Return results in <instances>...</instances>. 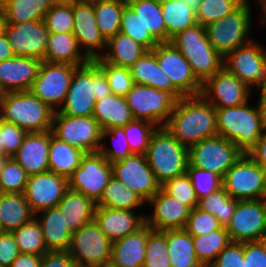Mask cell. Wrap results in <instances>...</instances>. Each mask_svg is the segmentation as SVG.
<instances>
[{
  "instance_id": "2644e50d",
  "label": "cell",
  "mask_w": 266,
  "mask_h": 267,
  "mask_svg": "<svg viewBox=\"0 0 266 267\" xmlns=\"http://www.w3.org/2000/svg\"><path fill=\"white\" fill-rule=\"evenodd\" d=\"M182 1L185 2V4L188 7L192 8L195 11L198 9L200 3V0H182Z\"/></svg>"
},
{
  "instance_id": "60d3db41",
  "label": "cell",
  "mask_w": 266,
  "mask_h": 267,
  "mask_svg": "<svg viewBox=\"0 0 266 267\" xmlns=\"http://www.w3.org/2000/svg\"><path fill=\"white\" fill-rule=\"evenodd\" d=\"M126 5V0H93L97 27L106 40L120 32Z\"/></svg>"
},
{
  "instance_id": "2a66077c",
  "label": "cell",
  "mask_w": 266,
  "mask_h": 267,
  "mask_svg": "<svg viewBox=\"0 0 266 267\" xmlns=\"http://www.w3.org/2000/svg\"><path fill=\"white\" fill-rule=\"evenodd\" d=\"M0 154H4V146L1 144V133H0Z\"/></svg>"
},
{
  "instance_id": "836d02e7",
  "label": "cell",
  "mask_w": 266,
  "mask_h": 267,
  "mask_svg": "<svg viewBox=\"0 0 266 267\" xmlns=\"http://www.w3.org/2000/svg\"><path fill=\"white\" fill-rule=\"evenodd\" d=\"M33 218L24 193H0V222L4 232H12Z\"/></svg>"
},
{
  "instance_id": "e575fe53",
  "label": "cell",
  "mask_w": 266,
  "mask_h": 267,
  "mask_svg": "<svg viewBox=\"0 0 266 267\" xmlns=\"http://www.w3.org/2000/svg\"><path fill=\"white\" fill-rule=\"evenodd\" d=\"M85 154L80 148L56 138L51 131L48 151L49 171L68 179L80 166L82 157Z\"/></svg>"
},
{
  "instance_id": "f35d334b",
  "label": "cell",
  "mask_w": 266,
  "mask_h": 267,
  "mask_svg": "<svg viewBox=\"0 0 266 267\" xmlns=\"http://www.w3.org/2000/svg\"><path fill=\"white\" fill-rule=\"evenodd\" d=\"M161 11L166 26V42H170L180 31L197 24L196 11L182 0L161 2Z\"/></svg>"
},
{
  "instance_id": "bcb514c9",
  "label": "cell",
  "mask_w": 266,
  "mask_h": 267,
  "mask_svg": "<svg viewBox=\"0 0 266 267\" xmlns=\"http://www.w3.org/2000/svg\"><path fill=\"white\" fill-rule=\"evenodd\" d=\"M123 128L130 152L133 154H145L151 136L158 126L147 120L133 119Z\"/></svg>"
},
{
  "instance_id": "603a6c76",
  "label": "cell",
  "mask_w": 266,
  "mask_h": 267,
  "mask_svg": "<svg viewBox=\"0 0 266 267\" xmlns=\"http://www.w3.org/2000/svg\"><path fill=\"white\" fill-rule=\"evenodd\" d=\"M146 224L157 231L183 229L190 215L191 208L168 195L162 188L146 203Z\"/></svg>"
},
{
  "instance_id": "ffe728a7",
  "label": "cell",
  "mask_w": 266,
  "mask_h": 267,
  "mask_svg": "<svg viewBox=\"0 0 266 267\" xmlns=\"http://www.w3.org/2000/svg\"><path fill=\"white\" fill-rule=\"evenodd\" d=\"M73 35L80 49L90 59L101 57L106 48V39L97 27L93 0L73 2Z\"/></svg>"
},
{
  "instance_id": "8d00e7d4",
  "label": "cell",
  "mask_w": 266,
  "mask_h": 267,
  "mask_svg": "<svg viewBox=\"0 0 266 267\" xmlns=\"http://www.w3.org/2000/svg\"><path fill=\"white\" fill-rule=\"evenodd\" d=\"M53 0H2L6 24L42 21Z\"/></svg>"
},
{
  "instance_id": "83f0119b",
  "label": "cell",
  "mask_w": 266,
  "mask_h": 267,
  "mask_svg": "<svg viewBox=\"0 0 266 267\" xmlns=\"http://www.w3.org/2000/svg\"><path fill=\"white\" fill-rule=\"evenodd\" d=\"M38 221L48 251H67L72 233L65 225L63 213L58 206L34 214Z\"/></svg>"
},
{
  "instance_id": "db71d44e",
  "label": "cell",
  "mask_w": 266,
  "mask_h": 267,
  "mask_svg": "<svg viewBox=\"0 0 266 267\" xmlns=\"http://www.w3.org/2000/svg\"><path fill=\"white\" fill-rule=\"evenodd\" d=\"M161 188L168 195L191 209L198 205V198L187 173L171 178L161 185Z\"/></svg>"
},
{
  "instance_id": "d4e9b609",
  "label": "cell",
  "mask_w": 266,
  "mask_h": 267,
  "mask_svg": "<svg viewBox=\"0 0 266 267\" xmlns=\"http://www.w3.org/2000/svg\"><path fill=\"white\" fill-rule=\"evenodd\" d=\"M41 62L22 56L0 61V89L3 93L30 90Z\"/></svg>"
},
{
  "instance_id": "be15d7a7",
  "label": "cell",
  "mask_w": 266,
  "mask_h": 267,
  "mask_svg": "<svg viewBox=\"0 0 266 267\" xmlns=\"http://www.w3.org/2000/svg\"><path fill=\"white\" fill-rule=\"evenodd\" d=\"M247 154L266 172V129Z\"/></svg>"
},
{
  "instance_id": "7c38bea8",
  "label": "cell",
  "mask_w": 266,
  "mask_h": 267,
  "mask_svg": "<svg viewBox=\"0 0 266 267\" xmlns=\"http://www.w3.org/2000/svg\"><path fill=\"white\" fill-rule=\"evenodd\" d=\"M52 134L85 153L98 152L102 129L93 116H69L54 111Z\"/></svg>"
},
{
  "instance_id": "7a4b0ae2",
  "label": "cell",
  "mask_w": 266,
  "mask_h": 267,
  "mask_svg": "<svg viewBox=\"0 0 266 267\" xmlns=\"http://www.w3.org/2000/svg\"><path fill=\"white\" fill-rule=\"evenodd\" d=\"M105 74L94 60L78 66L63 105L57 111L69 116H93L95 103L111 95Z\"/></svg>"
},
{
  "instance_id": "11a10c76",
  "label": "cell",
  "mask_w": 266,
  "mask_h": 267,
  "mask_svg": "<svg viewBox=\"0 0 266 267\" xmlns=\"http://www.w3.org/2000/svg\"><path fill=\"white\" fill-rule=\"evenodd\" d=\"M186 173L191 180L198 200L223 187V178L215 172L197 167H187Z\"/></svg>"
},
{
  "instance_id": "681fc988",
  "label": "cell",
  "mask_w": 266,
  "mask_h": 267,
  "mask_svg": "<svg viewBox=\"0 0 266 267\" xmlns=\"http://www.w3.org/2000/svg\"><path fill=\"white\" fill-rule=\"evenodd\" d=\"M94 61L105 74L112 94L125 97L134 85L130 69L114 66L100 57L94 59Z\"/></svg>"
},
{
  "instance_id": "89a4df30",
  "label": "cell",
  "mask_w": 266,
  "mask_h": 267,
  "mask_svg": "<svg viewBox=\"0 0 266 267\" xmlns=\"http://www.w3.org/2000/svg\"><path fill=\"white\" fill-rule=\"evenodd\" d=\"M5 28H6V17L3 10H0V36L5 34Z\"/></svg>"
},
{
  "instance_id": "c3c4849f",
  "label": "cell",
  "mask_w": 266,
  "mask_h": 267,
  "mask_svg": "<svg viewBox=\"0 0 266 267\" xmlns=\"http://www.w3.org/2000/svg\"><path fill=\"white\" fill-rule=\"evenodd\" d=\"M143 267H171L168 256L166 230H152L147 238Z\"/></svg>"
},
{
  "instance_id": "d590c367",
  "label": "cell",
  "mask_w": 266,
  "mask_h": 267,
  "mask_svg": "<svg viewBox=\"0 0 266 267\" xmlns=\"http://www.w3.org/2000/svg\"><path fill=\"white\" fill-rule=\"evenodd\" d=\"M171 267L202 266L195 254L192 235L183 229L166 230Z\"/></svg>"
},
{
  "instance_id": "4316f807",
  "label": "cell",
  "mask_w": 266,
  "mask_h": 267,
  "mask_svg": "<svg viewBox=\"0 0 266 267\" xmlns=\"http://www.w3.org/2000/svg\"><path fill=\"white\" fill-rule=\"evenodd\" d=\"M152 230L145 224L136 232L112 242L110 262L115 267H143L147 238Z\"/></svg>"
},
{
  "instance_id": "11e5206c",
  "label": "cell",
  "mask_w": 266,
  "mask_h": 267,
  "mask_svg": "<svg viewBox=\"0 0 266 267\" xmlns=\"http://www.w3.org/2000/svg\"><path fill=\"white\" fill-rule=\"evenodd\" d=\"M94 267H115V266L111 262H109V263L102 264V265H97V266H94Z\"/></svg>"
},
{
  "instance_id": "5bb4252c",
  "label": "cell",
  "mask_w": 266,
  "mask_h": 267,
  "mask_svg": "<svg viewBox=\"0 0 266 267\" xmlns=\"http://www.w3.org/2000/svg\"><path fill=\"white\" fill-rule=\"evenodd\" d=\"M67 63L42 61L30 91L54 111L63 105L75 69Z\"/></svg>"
},
{
  "instance_id": "ee69618b",
  "label": "cell",
  "mask_w": 266,
  "mask_h": 267,
  "mask_svg": "<svg viewBox=\"0 0 266 267\" xmlns=\"http://www.w3.org/2000/svg\"><path fill=\"white\" fill-rule=\"evenodd\" d=\"M11 233L14 236L20 253L43 255L48 252L40 224L35 218Z\"/></svg>"
},
{
  "instance_id": "1f68e13d",
  "label": "cell",
  "mask_w": 266,
  "mask_h": 267,
  "mask_svg": "<svg viewBox=\"0 0 266 267\" xmlns=\"http://www.w3.org/2000/svg\"><path fill=\"white\" fill-rule=\"evenodd\" d=\"M147 51L141 43L118 32L107 39L105 51L100 58L114 66L130 68Z\"/></svg>"
},
{
  "instance_id": "d6a6232c",
  "label": "cell",
  "mask_w": 266,
  "mask_h": 267,
  "mask_svg": "<svg viewBox=\"0 0 266 267\" xmlns=\"http://www.w3.org/2000/svg\"><path fill=\"white\" fill-rule=\"evenodd\" d=\"M93 117L102 130L123 127L134 119L126 98L115 94L96 101Z\"/></svg>"
},
{
  "instance_id": "003e7915",
  "label": "cell",
  "mask_w": 266,
  "mask_h": 267,
  "mask_svg": "<svg viewBox=\"0 0 266 267\" xmlns=\"http://www.w3.org/2000/svg\"><path fill=\"white\" fill-rule=\"evenodd\" d=\"M260 9V10H259ZM258 26H264L266 29V0H259L258 1Z\"/></svg>"
},
{
  "instance_id": "34e18365",
  "label": "cell",
  "mask_w": 266,
  "mask_h": 267,
  "mask_svg": "<svg viewBox=\"0 0 266 267\" xmlns=\"http://www.w3.org/2000/svg\"><path fill=\"white\" fill-rule=\"evenodd\" d=\"M77 0H53L54 3H73Z\"/></svg>"
},
{
  "instance_id": "f5cc1de1",
  "label": "cell",
  "mask_w": 266,
  "mask_h": 267,
  "mask_svg": "<svg viewBox=\"0 0 266 267\" xmlns=\"http://www.w3.org/2000/svg\"><path fill=\"white\" fill-rule=\"evenodd\" d=\"M27 180L26 171L9 157L0 173V193H24Z\"/></svg>"
},
{
  "instance_id": "6125c7cd",
  "label": "cell",
  "mask_w": 266,
  "mask_h": 267,
  "mask_svg": "<svg viewBox=\"0 0 266 267\" xmlns=\"http://www.w3.org/2000/svg\"><path fill=\"white\" fill-rule=\"evenodd\" d=\"M41 267H77L67 251H48L42 255Z\"/></svg>"
},
{
  "instance_id": "6f0895ef",
  "label": "cell",
  "mask_w": 266,
  "mask_h": 267,
  "mask_svg": "<svg viewBox=\"0 0 266 267\" xmlns=\"http://www.w3.org/2000/svg\"><path fill=\"white\" fill-rule=\"evenodd\" d=\"M0 133L4 154L13 157L22 145L27 132L15 124L0 119Z\"/></svg>"
},
{
  "instance_id": "277c9868",
  "label": "cell",
  "mask_w": 266,
  "mask_h": 267,
  "mask_svg": "<svg viewBox=\"0 0 266 267\" xmlns=\"http://www.w3.org/2000/svg\"><path fill=\"white\" fill-rule=\"evenodd\" d=\"M254 3L258 9L257 1L245 0L233 12L205 26L209 42L223 58L253 39L252 31L256 27H253L254 18H257L258 22V16L256 14L253 16Z\"/></svg>"
},
{
  "instance_id": "03108f58",
  "label": "cell",
  "mask_w": 266,
  "mask_h": 267,
  "mask_svg": "<svg viewBox=\"0 0 266 267\" xmlns=\"http://www.w3.org/2000/svg\"><path fill=\"white\" fill-rule=\"evenodd\" d=\"M11 45L5 34L0 36V61L14 57Z\"/></svg>"
},
{
  "instance_id": "753ad0ef",
  "label": "cell",
  "mask_w": 266,
  "mask_h": 267,
  "mask_svg": "<svg viewBox=\"0 0 266 267\" xmlns=\"http://www.w3.org/2000/svg\"><path fill=\"white\" fill-rule=\"evenodd\" d=\"M8 158H9V157H8L7 155H5V154H0V173H1L2 168H3L5 162L7 161Z\"/></svg>"
},
{
  "instance_id": "f546056e",
  "label": "cell",
  "mask_w": 266,
  "mask_h": 267,
  "mask_svg": "<svg viewBox=\"0 0 266 267\" xmlns=\"http://www.w3.org/2000/svg\"><path fill=\"white\" fill-rule=\"evenodd\" d=\"M129 69L134 83L171 91L178 99L184 97L160 69L153 49L144 53Z\"/></svg>"
},
{
  "instance_id": "f907efd6",
  "label": "cell",
  "mask_w": 266,
  "mask_h": 267,
  "mask_svg": "<svg viewBox=\"0 0 266 267\" xmlns=\"http://www.w3.org/2000/svg\"><path fill=\"white\" fill-rule=\"evenodd\" d=\"M120 32L127 34L148 50H152L159 43L148 30H145L139 16L128 5L124 7L122 12Z\"/></svg>"
},
{
  "instance_id": "ba28073f",
  "label": "cell",
  "mask_w": 266,
  "mask_h": 267,
  "mask_svg": "<svg viewBox=\"0 0 266 267\" xmlns=\"http://www.w3.org/2000/svg\"><path fill=\"white\" fill-rule=\"evenodd\" d=\"M125 98L134 119L147 120L158 127L166 125L179 101L171 91L137 83Z\"/></svg>"
},
{
  "instance_id": "484cf974",
  "label": "cell",
  "mask_w": 266,
  "mask_h": 267,
  "mask_svg": "<svg viewBox=\"0 0 266 267\" xmlns=\"http://www.w3.org/2000/svg\"><path fill=\"white\" fill-rule=\"evenodd\" d=\"M50 138L51 130L27 133L19 150L12 157L28 176L49 171Z\"/></svg>"
},
{
  "instance_id": "8992f818",
  "label": "cell",
  "mask_w": 266,
  "mask_h": 267,
  "mask_svg": "<svg viewBox=\"0 0 266 267\" xmlns=\"http://www.w3.org/2000/svg\"><path fill=\"white\" fill-rule=\"evenodd\" d=\"M170 42L189 62L202 85L223 68L224 58L212 47L206 28L201 24L180 31Z\"/></svg>"
},
{
  "instance_id": "816d5d0a",
  "label": "cell",
  "mask_w": 266,
  "mask_h": 267,
  "mask_svg": "<svg viewBox=\"0 0 266 267\" xmlns=\"http://www.w3.org/2000/svg\"><path fill=\"white\" fill-rule=\"evenodd\" d=\"M49 33L73 32V3H54L43 19Z\"/></svg>"
},
{
  "instance_id": "74e56055",
  "label": "cell",
  "mask_w": 266,
  "mask_h": 267,
  "mask_svg": "<svg viewBox=\"0 0 266 267\" xmlns=\"http://www.w3.org/2000/svg\"><path fill=\"white\" fill-rule=\"evenodd\" d=\"M97 207L113 209L139 210L146 207V202L136 192L125 186L122 181L112 176L104 188Z\"/></svg>"
},
{
  "instance_id": "09005b40",
  "label": "cell",
  "mask_w": 266,
  "mask_h": 267,
  "mask_svg": "<svg viewBox=\"0 0 266 267\" xmlns=\"http://www.w3.org/2000/svg\"><path fill=\"white\" fill-rule=\"evenodd\" d=\"M4 230L2 229V225H1V222H0V234L3 233Z\"/></svg>"
},
{
  "instance_id": "ab89813d",
  "label": "cell",
  "mask_w": 266,
  "mask_h": 267,
  "mask_svg": "<svg viewBox=\"0 0 266 267\" xmlns=\"http://www.w3.org/2000/svg\"><path fill=\"white\" fill-rule=\"evenodd\" d=\"M126 4L139 16L145 30L159 42H166V26L159 0H126Z\"/></svg>"
},
{
  "instance_id": "f6af8a7d",
  "label": "cell",
  "mask_w": 266,
  "mask_h": 267,
  "mask_svg": "<svg viewBox=\"0 0 266 267\" xmlns=\"http://www.w3.org/2000/svg\"><path fill=\"white\" fill-rule=\"evenodd\" d=\"M108 139H110L109 142H107ZM99 152L110 163L124 159L132 154L126 140L124 128L114 127L102 130Z\"/></svg>"
},
{
  "instance_id": "30bf717a",
  "label": "cell",
  "mask_w": 266,
  "mask_h": 267,
  "mask_svg": "<svg viewBox=\"0 0 266 267\" xmlns=\"http://www.w3.org/2000/svg\"><path fill=\"white\" fill-rule=\"evenodd\" d=\"M67 252L77 267H94L111 261L112 241L93 220L72 233Z\"/></svg>"
},
{
  "instance_id": "6da1fadb",
  "label": "cell",
  "mask_w": 266,
  "mask_h": 267,
  "mask_svg": "<svg viewBox=\"0 0 266 267\" xmlns=\"http://www.w3.org/2000/svg\"><path fill=\"white\" fill-rule=\"evenodd\" d=\"M164 127L189 148L218 135L216 108L202 95L182 97Z\"/></svg>"
},
{
  "instance_id": "4fadbf2b",
  "label": "cell",
  "mask_w": 266,
  "mask_h": 267,
  "mask_svg": "<svg viewBox=\"0 0 266 267\" xmlns=\"http://www.w3.org/2000/svg\"><path fill=\"white\" fill-rule=\"evenodd\" d=\"M256 38L224 57L223 67L253 91L266 78V46Z\"/></svg>"
},
{
  "instance_id": "e0dca14e",
  "label": "cell",
  "mask_w": 266,
  "mask_h": 267,
  "mask_svg": "<svg viewBox=\"0 0 266 267\" xmlns=\"http://www.w3.org/2000/svg\"><path fill=\"white\" fill-rule=\"evenodd\" d=\"M153 51L160 69L184 97L201 95L202 84L193 74L189 62L171 42L158 43Z\"/></svg>"
},
{
  "instance_id": "ac0fdd59",
  "label": "cell",
  "mask_w": 266,
  "mask_h": 267,
  "mask_svg": "<svg viewBox=\"0 0 266 267\" xmlns=\"http://www.w3.org/2000/svg\"><path fill=\"white\" fill-rule=\"evenodd\" d=\"M112 176L136 192L147 203L161 188L145 154H130L111 163Z\"/></svg>"
},
{
  "instance_id": "91938a15",
  "label": "cell",
  "mask_w": 266,
  "mask_h": 267,
  "mask_svg": "<svg viewBox=\"0 0 266 267\" xmlns=\"http://www.w3.org/2000/svg\"><path fill=\"white\" fill-rule=\"evenodd\" d=\"M245 267H266V239L243 242Z\"/></svg>"
},
{
  "instance_id": "7dc6e473",
  "label": "cell",
  "mask_w": 266,
  "mask_h": 267,
  "mask_svg": "<svg viewBox=\"0 0 266 267\" xmlns=\"http://www.w3.org/2000/svg\"><path fill=\"white\" fill-rule=\"evenodd\" d=\"M245 0H200L196 10L197 24L207 26L236 10Z\"/></svg>"
},
{
  "instance_id": "9c48e42d",
  "label": "cell",
  "mask_w": 266,
  "mask_h": 267,
  "mask_svg": "<svg viewBox=\"0 0 266 267\" xmlns=\"http://www.w3.org/2000/svg\"><path fill=\"white\" fill-rule=\"evenodd\" d=\"M223 187L236 200L265 199L266 172L243 153L223 177Z\"/></svg>"
},
{
  "instance_id": "52a82bcc",
  "label": "cell",
  "mask_w": 266,
  "mask_h": 267,
  "mask_svg": "<svg viewBox=\"0 0 266 267\" xmlns=\"http://www.w3.org/2000/svg\"><path fill=\"white\" fill-rule=\"evenodd\" d=\"M145 156L160 185L187 171L188 148L165 127H158L152 134Z\"/></svg>"
},
{
  "instance_id": "8c879c8a",
  "label": "cell",
  "mask_w": 266,
  "mask_h": 267,
  "mask_svg": "<svg viewBox=\"0 0 266 267\" xmlns=\"http://www.w3.org/2000/svg\"><path fill=\"white\" fill-rule=\"evenodd\" d=\"M257 92V94H266V78L265 80L260 84V86L254 90V93Z\"/></svg>"
},
{
  "instance_id": "d6986e66",
  "label": "cell",
  "mask_w": 266,
  "mask_h": 267,
  "mask_svg": "<svg viewBox=\"0 0 266 267\" xmlns=\"http://www.w3.org/2000/svg\"><path fill=\"white\" fill-rule=\"evenodd\" d=\"M254 91L224 67L202 85L201 95L215 108L245 104Z\"/></svg>"
},
{
  "instance_id": "979ff035",
  "label": "cell",
  "mask_w": 266,
  "mask_h": 267,
  "mask_svg": "<svg viewBox=\"0 0 266 267\" xmlns=\"http://www.w3.org/2000/svg\"><path fill=\"white\" fill-rule=\"evenodd\" d=\"M0 10H2V0H0Z\"/></svg>"
},
{
  "instance_id": "44dd1931",
  "label": "cell",
  "mask_w": 266,
  "mask_h": 267,
  "mask_svg": "<svg viewBox=\"0 0 266 267\" xmlns=\"http://www.w3.org/2000/svg\"><path fill=\"white\" fill-rule=\"evenodd\" d=\"M5 35L15 56L44 60L49 31L43 20L6 24Z\"/></svg>"
},
{
  "instance_id": "9f6ffc18",
  "label": "cell",
  "mask_w": 266,
  "mask_h": 267,
  "mask_svg": "<svg viewBox=\"0 0 266 267\" xmlns=\"http://www.w3.org/2000/svg\"><path fill=\"white\" fill-rule=\"evenodd\" d=\"M221 228L222 225L217 217L210 213H205L197 207L191 209L184 227L192 236L204 235Z\"/></svg>"
},
{
  "instance_id": "7bdbcfd3",
  "label": "cell",
  "mask_w": 266,
  "mask_h": 267,
  "mask_svg": "<svg viewBox=\"0 0 266 267\" xmlns=\"http://www.w3.org/2000/svg\"><path fill=\"white\" fill-rule=\"evenodd\" d=\"M238 200L233 199L224 187L198 200L197 208L217 217L222 227H227Z\"/></svg>"
},
{
  "instance_id": "a7ac6f4b",
  "label": "cell",
  "mask_w": 266,
  "mask_h": 267,
  "mask_svg": "<svg viewBox=\"0 0 266 267\" xmlns=\"http://www.w3.org/2000/svg\"><path fill=\"white\" fill-rule=\"evenodd\" d=\"M257 99L261 113L264 116L266 122V94H259Z\"/></svg>"
},
{
  "instance_id": "f1b7e54d",
  "label": "cell",
  "mask_w": 266,
  "mask_h": 267,
  "mask_svg": "<svg viewBox=\"0 0 266 267\" xmlns=\"http://www.w3.org/2000/svg\"><path fill=\"white\" fill-rule=\"evenodd\" d=\"M58 207L63 213L65 225L73 233L94 220L97 206L92 199L68 188Z\"/></svg>"
},
{
  "instance_id": "94428289",
  "label": "cell",
  "mask_w": 266,
  "mask_h": 267,
  "mask_svg": "<svg viewBox=\"0 0 266 267\" xmlns=\"http://www.w3.org/2000/svg\"><path fill=\"white\" fill-rule=\"evenodd\" d=\"M20 254L18 245L11 232L0 234V267H10Z\"/></svg>"
},
{
  "instance_id": "3957f363",
  "label": "cell",
  "mask_w": 266,
  "mask_h": 267,
  "mask_svg": "<svg viewBox=\"0 0 266 267\" xmlns=\"http://www.w3.org/2000/svg\"><path fill=\"white\" fill-rule=\"evenodd\" d=\"M245 104L228 108H216L218 135L233 142L243 153H247L260 139L266 122L259 104Z\"/></svg>"
},
{
  "instance_id": "7402d4cb",
  "label": "cell",
  "mask_w": 266,
  "mask_h": 267,
  "mask_svg": "<svg viewBox=\"0 0 266 267\" xmlns=\"http://www.w3.org/2000/svg\"><path fill=\"white\" fill-rule=\"evenodd\" d=\"M68 189V179L51 171L28 176L24 195L34 214L58 206Z\"/></svg>"
},
{
  "instance_id": "4dcf8cb0",
  "label": "cell",
  "mask_w": 266,
  "mask_h": 267,
  "mask_svg": "<svg viewBox=\"0 0 266 267\" xmlns=\"http://www.w3.org/2000/svg\"><path fill=\"white\" fill-rule=\"evenodd\" d=\"M43 61L81 66L90 59L80 49L73 33H49Z\"/></svg>"
},
{
  "instance_id": "5b68a950",
  "label": "cell",
  "mask_w": 266,
  "mask_h": 267,
  "mask_svg": "<svg viewBox=\"0 0 266 267\" xmlns=\"http://www.w3.org/2000/svg\"><path fill=\"white\" fill-rule=\"evenodd\" d=\"M54 110L30 90L7 92L0 103V119L27 133L51 130Z\"/></svg>"
},
{
  "instance_id": "e7e4bbea",
  "label": "cell",
  "mask_w": 266,
  "mask_h": 267,
  "mask_svg": "<svg viewBox=\"0 0 266 267\" xmlns=\"http://www.w3.org/2000/svg\"><path fill=\"white\" fill-rule=\"evenodd\" d=\"M42 255L20 253L10 267H41Z\"/></svg>"
},
{
  "instance_id": "9a60e30c",
  "label": "cell",
  "mask_w": 266,
  "mask_h": 267,
  "mask_svg": "<svg viewBox=\"0 0 266 267\" xmlns=\"http://www.w3.org/2000/svg\"><path fill=\"white\" fill-rule=\"evenodd\" d=\"M226 230L231 242L243 243L265 240L266 198L238 200Z\"/></svg>"
},
{
  "instance_id": "8fae6325",
  "label": "cell",
  "mask_w": 266,
  "mask_h": 267,
  "mask_svg": "<svg viewBox=\"0 0 266 267\" xmlns=\"http://www.w3.org/2000/svg\"><path fill=\"white\" fill-rule=\"evenodd\" d=\"M242 154L233 142L216 135L188 148V167L209 170L223 178Z\"/></svg>"
},
{
  "instance_id": "b9f144b4",
  "label": "cell",
  "mask_w": 266,
  "mask_h": 267,
  "mask_svg": "<svg viewBox=\"0 0 266 267\" xmlns=\"http://www.w3.org/2000/svg\"><path fill=\"white\" fill-rule=\"evenodd\" d=\"M195 254L201 265L210 266L219 253L231 242L225 227L213 232L192 236Z\"/></svg>"
},
{
  "instance_id": "2e32d148",
  "label": "cell",
  "mask_w": 266,
  "mask_h": 267,
  "mask_svg": "<svg viewBox=\"0 0 266 267\" xmlns=\"http://www.w3.org/2000/svg\"><path fill=\"white\" fill-rule=\"evenodd\" d=\"M112 177V166L98 152L86 153L80 166L68 178V188L78 191L97 203Z\"/></svg>"
},
{
  "instance_id": "680465c9",
  "label": "cell",
  "mask_w": 266,
  "mask_h": 267,
  "mask_svg": "<svg viewBox=\"0 0 266 267\" xmlns=\"http://www.w3.org/2000/svg\"><path fill=\"white\" fill-rule=\"evenodd\" d=\"M211 267H245L243 243L230 242L217 256Z\"/></svg>"
},
{
  "instance_id": "b9fcfbb0",
  "label": "cell",
  "mask_w": 266,
  "mask_h": 267,
  "mask_svg": "<svg viewBox=\"0 0 266 267\" xmlns=\"http://www.w3.org/2000/svg\"><path fill=\"white\" fill-rule=\"evenodd\" d=\"M3 91L0 89V103H1V99H2V97H3Z\"/></svg>"
},
{
  "instance_id": "cb8c5ba5",
  "label": "cell",
  "mask_w": 266,
  "mask_h": 267,
  "mask_svg": "<svg viewBox=\"0 0 266 267\" xmlns=\"http://www.w3.org/2000/svg\"><path fill=\"white\" fill-rule=\"evenodd\" d=\"M143 211L96 207L94 220L112 241L136 232L146 224Z\"/></svg>"
}]
</instances>
